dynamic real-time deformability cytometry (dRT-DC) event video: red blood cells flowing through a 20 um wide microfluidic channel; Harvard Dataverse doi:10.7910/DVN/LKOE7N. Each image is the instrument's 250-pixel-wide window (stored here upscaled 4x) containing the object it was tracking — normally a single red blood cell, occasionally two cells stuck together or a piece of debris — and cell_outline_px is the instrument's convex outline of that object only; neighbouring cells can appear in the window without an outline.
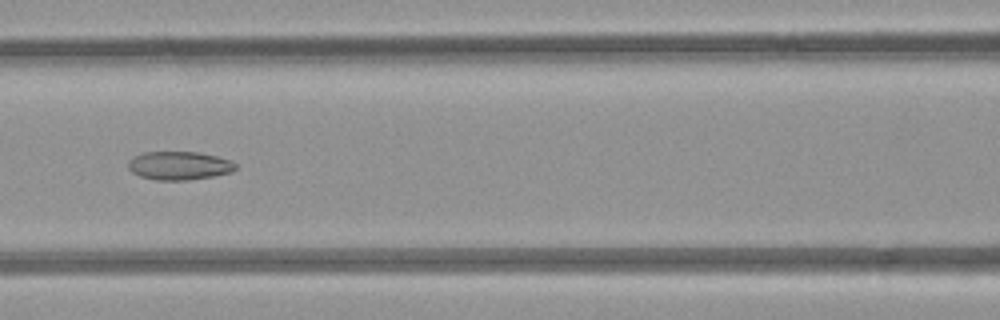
{"species": "common noctule bat (a hibernating species)", "species_latin": "Nyctalus noctula", "temperature_condition": "room temperature", "stored_images_in_passage": 6, "camera_frame_rate_fps": 3000, "um_per_image_px": 0.085, "animal": {"sex": "female", "body_mass_g": 21.9}, "frame": {"image": 1, "passage_image": 6, "time_ms": 5.667, "image_size_px": [1000, 320], "cell_outline_px": [[236, 168], [232, 172], [216, 176], [188, 180], [156, 180], [140, 176], [132, 172], [128, 168], [128, 160], [144, 152], [200, 152], [232, 160], [236, 164]], "centroid_in_image_um": [15.26, 14.08], "position_along_channel_um": 151.3, "area_um2": 17.92}}